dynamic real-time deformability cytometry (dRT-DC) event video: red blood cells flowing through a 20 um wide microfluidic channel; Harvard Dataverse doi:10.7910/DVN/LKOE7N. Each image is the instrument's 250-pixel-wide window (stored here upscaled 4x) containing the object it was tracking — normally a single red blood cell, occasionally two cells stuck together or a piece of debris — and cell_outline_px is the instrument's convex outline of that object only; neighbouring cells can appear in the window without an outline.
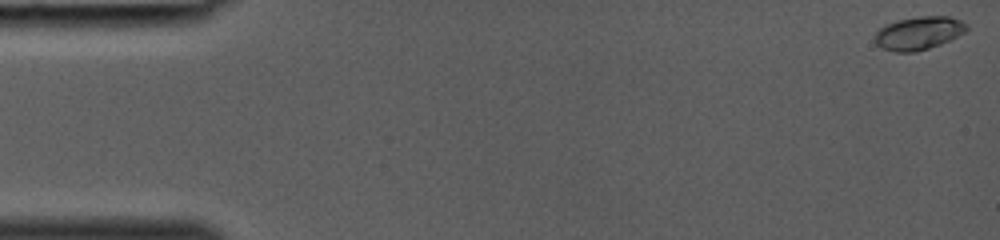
{"species": "common noctule bat (a hibernating species)", "species_latin": "Nyctalus noctula", "temperature_condition": "room temperature", "stored_images_in_passage": 37, "camera_frame_rate_fps": 3000, "um_per_image_px": 0.085, "animal": {"sex": "female", "body_mass_g": 19.0, "forearm_length_mm": 53.3}, "frame": {"image": 1, "passage_image": 1, "time_ms": 0.0, "image_size_px": [1000, 240], "cell_outline_px": [[968, 28], [964, 32], [940, 44], [916, 52], [892, 52], [876, 44], [876, 32], [880, 28], [888, 24], [900, 20], [920, 16], [948, 16], [960, 20], [968, 24]], "centroid_in_image_um": [78.1, 2.82], "position_along_channel_um": 6.9, "area_um2": 17.4}}
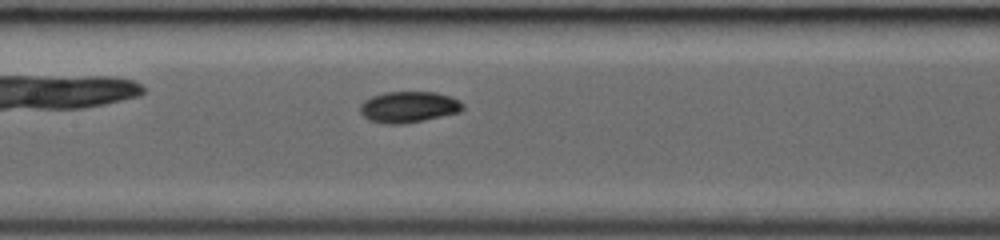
{"frame": {"image": 2, "passage_image": 19, "time_ms": 6.0, "image_size_px": [1000, 240], "cell_outline_px": [[464, 108], [460, 112], [424, 120], [404, 124], [384, 124], [368, 120], [360, 112], [360, 104], [364, 100], [372, 96], [384, 92], [436, 92], [452, 96], [460, 100], [464, 104]], "centroid_in_image_um": [34.75, 9.09], "position_along_channel_um": 172.7, "area_um2": 18.9}}
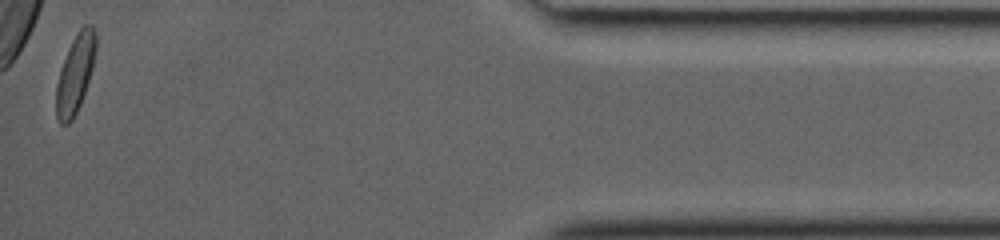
{"frame": {"image": 3, "passage_image": 37, "time_ms": 12.0, "image_size_px": [1000, 240], "cell_outline_px": [[96, 48], [92, 68], [80, 104], [72, 120], [68, 124], [60, 124], [56, 116], [56, 84], [68, 48], [72, 40], [80, 28], [84, 24], [92, 24], [96, 32]], "centroid_in_image_um": [6.4, 6.24], "position_along_channel_um": 428.8, "area_um2": 17.86}}